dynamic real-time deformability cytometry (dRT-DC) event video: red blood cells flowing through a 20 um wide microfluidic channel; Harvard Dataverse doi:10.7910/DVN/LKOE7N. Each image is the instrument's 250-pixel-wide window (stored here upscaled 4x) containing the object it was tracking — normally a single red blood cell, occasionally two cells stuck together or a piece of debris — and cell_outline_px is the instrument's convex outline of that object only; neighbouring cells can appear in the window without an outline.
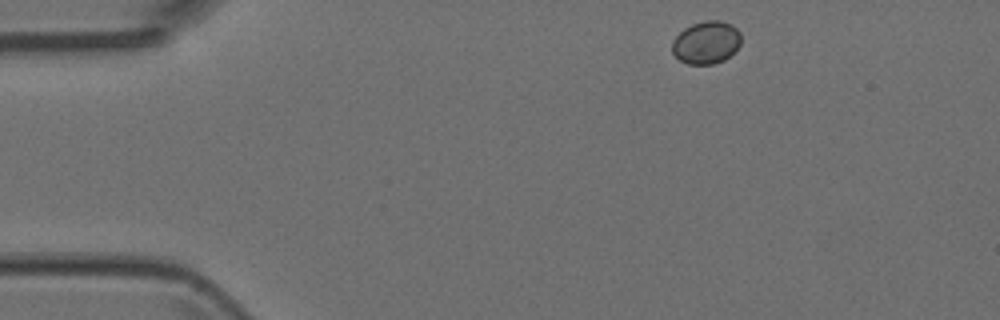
{"species": "Egyptian fruit bat (a non-hibernating species)", "species_latin": "Rousettus aegyptiacus", "temperature_condition": "room temperature", "stored_images_in_passage": 2, "camera_frame_rate_fps": 3000, "um_per_image_px": 0.085, "animal": {"sex": "female"}, "frame": {"image": 1, "passage_image": 1, "time_ms": 0.0, "image_size_px": [1000, 320], "cell_outline_px": [[740, 44], [724, 60], [712, 64], [688, 64], [680, 60], [672, 52], [672, 40], [684, 28], [692, 24], [704, 20], [720, 20], [732, 24], [740, 32]], "centroid_in_image_um": [60.02, 3.59], "position_along_channel_um": 25.0, "area_um2": 17.11}}